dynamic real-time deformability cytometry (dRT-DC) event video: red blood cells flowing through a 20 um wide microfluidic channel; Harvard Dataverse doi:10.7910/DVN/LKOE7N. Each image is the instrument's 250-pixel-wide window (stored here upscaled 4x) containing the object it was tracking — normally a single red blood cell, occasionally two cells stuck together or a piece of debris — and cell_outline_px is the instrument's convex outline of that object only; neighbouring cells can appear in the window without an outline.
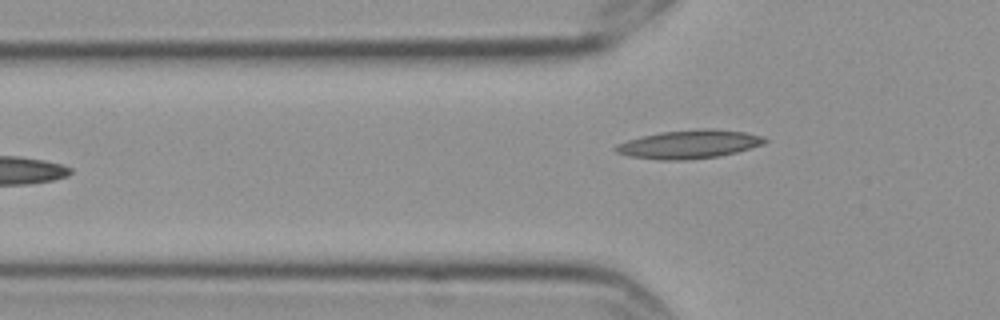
{"species": "Egyptian fruit bat (a non-hibernating species)", "species_latin": "Rousettus aegyptiacus", "temperature_condition": "cold", "stored_images_in_passage": 7, "camera_frame_rate_fps": 3000, "um_per_image_px": 0.085, "frame": {"image": 1, "passage_image": 7, "time_ms": 2.0, "image_size_px": [1000, 320], "cell_outline_px": [[768, 140], [764, 144], [736, 152], [720, 156], [684, 160], [660, 160], [628, 156], [616, 152], [612, 148], [616, 144], [640, 136], [660, 132], [696, 128], [712, 128], [744, 132], [760, 136]], "centroid_in_image_um": [58.53, 12.25], "position_along_channel_um": 67.3, "area_um2": 24.91}}